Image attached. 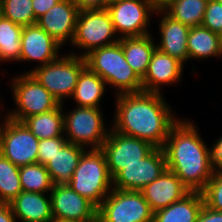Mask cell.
<instances>
[{"label":"cell","instance_id":"cell-1","mask_svg":"<svg viewBox=\"0 0 222 222\" xmlns=\"http://www.w3.org/2000/svg\"><path fill=\"white\" fill-rule=\"evenodd\" d=\"M114 131L162 148L171 127L179 120L161 93L139 92L115 96Z\"/></svg>","mask_w":222,"mask_h":222},{"label":"cell","instance_id":"cell-2","mask_svg":"<svg viewBox=\"0 0 222 222\" xmlns=\"http://www.w3.org/2000/svg\"><path fill=\"white\" fill-rule=\"evenodd\" d=\"M191 121L178 120L162 147L167 169L190 191L201 192L215 172L211 152Z\"/></svg>","mask_w":222,"mask_h":222},{"label":"cell","instance_id":"cell-3","mask_svg":"<svg viewBox=\"0 0 222 222\" xmlns=\"http://www.w3.org/2000/svg\"><path fill=\"white\" fill-rule=\"evenodd\" d=\"M86 67L120 94L142 92V79L126 62L120 42L97 48L84 56Z\"/></svg>","mask_w":222,"mask_h":222},{"label":"cell","instance_id":"cell-4","mask_svg":"<svg viewBox=\"0 0 222 222\" xmlns=\"http://www.w3.org/2000/svg\"><path fill=\"white\" fill-rule=\"evenodd\" d=\"M67 184L98 208L113 189V178L103 151L85 150Z\"/></svg>","mask_w":222,"mask_h":222},{"label":"cell","instance_id":"cell-5","mask_svg":"<svg viewBox=\"0 0 222 222\" xmlns=\"http://www.w3.org/2000/svg\"><path fill=\"white\" fill-rule=\"evenodd\" d=\"M86 68L85 59L71 53L57 60L39 65L28 71L45 87L59 102L64 98H72L80 73Z\"/></svg>","mask_w":222,"mask_h":222},{"label":"cell","instance_id":"cell-6","mask_svg":"<svg viewBox=\"0 0 222 222\" xmlns=\"http://www.w3.org/2000/svg\"><path fill=\"white\" fill-rule=\"evenodd\" d=\"M12 84V95L17 109L8 113L7 117L10 119L23 122L29 116L52 111L60 105L31 73L16 76Z\"/></svg>","mask_w":222,"mask_h":222},{"label":"cell","instance_id":"cell-7","mask_svg":"<svg viewBox=\"0 0 222 222\" xmlns=\"http://www.w3.org/2000/svg\"><path fill=\"white\" fill-rule=\"evenodd\" d=\"M101 108L76 107L63 114L64 133L68 142L91 149H101L108 133Z\"/></svg>","mask_w":222,"mask_h":222},{"label":"cell","instance_id":"cell-8","mask_svg":"<svg viewBox=\"0 0 222 222\" xmlns=\"http://www.w3.org/2000/svg\"><path fill=\"white\" fill-rule=\"evenodd\" d=\"M110 13L107 9L81 10L75 27L71 45L83 49L84 57L94 49L114 44L120 38H115Z\"/></svg>","mask_w":222,"mask_h":222},{"label":"cell","instance_id":"cell-9","mask_svg":"<svg viewBox=\"0 0 222 222\" xmlns=\"http://www.w3.org/2000/svg\"><path fill=\"white\" fill-rule=\"evenodd\" d=\"M153 214L140 191L113 188L98 207L97 222H153Z\"/></svg>","mask_w":222,"mask_h":222},{"label":"cell","instance_id":"cell-10","mask_svg":"<svg viewBox=\"0 0 222 222\" xmlns=\"http://www.w3.org/2000/svg\"><path fill=\"white\" fill-rule=\"evenodd\" d=\"M117 37L148 35L150 16L156 12L152 0H111L107 6Z\"/></svg>","mask_w":222,"mask_h":222},{"label":"cell","instance_id":"cell-11","mask_svg":"<svg viewBox=\"0 0 222 222\" xmlns=\"http://www.w3.org/2000/svg\"><path fill=\"white\" fill-rule=\"evenodd\" d=\"M0 138V153L18 167L38 163V143L24 122L4 116Z\"/></svg>","mask_w":222,"mask_h":222},{"label":"cell","instance_id":"cell-12","mask_svg":"<svg viewBox=\"0 0 222 222\" xmlns=\"http://www.w3.org/2000/svg\"><path fill=\"white\" fill-rule=\"evenodd\" d=\"M154 148L147 141L123 135L110 128L101 150L105 155L110 175L114 178L124 166L139 163Z\"/></svg>","mask_w":222,"mask_h":222},{"label":"cell","instance_id":"cell-13","mask_svg":"<svg viewBox=\"0 0 222 222\" xmlns=\"http://www.w3.org/2000/svg\"><path fill=\"white\" fill-rule=\"evenodd\" d=\"M54 220L61 222H97L98 208L68 184L54 185L51 192Z\"/></svg>","mask_w":222,"mask_h":222},{"label":"cell","instance_id":"cell-14","mask_svg":"<svg viewBox=\"0 0 222 222\" xmlns=\"http://www.w3.org/2000/svg\"><path fill=\"white\" fill-rule=\"evenodd\" d=\"M166 158L162 148H154L144 159L126 165L113 178V188L125 191H140L157 179L166 169Z\"/></svg>","mask_w":222,"mask_h":222},{"label":"cell","instance_id":"cell-15","mask_svg":"<svg viewBox=\"0 0 222 222\" xmlns=\"http://www.w3.org/2000/svg\"><path fill=\"white\" fill-rule=\"evenodd\" d=\"M80 10L72 0H60L36 24L61 45L71 44Z\"/></svg>","mask_w":222,"mask_h":222},{"label":"cell","instance_id":"cell-16","mask_svg":"<svg viewBox=\"0 0 222 222\" xmlns=\"http://www.w3.org/2000/svg\"><path fill=\"white\" fill-rule=\"evenodd\" d=\"M62 45L37 24L23 27L20 61H38L40 65L57 60Z\"/></svg>","mask_w":222,"mask_h":222},{"label":"cell","instance_id":"cell-17","mask_svg":"<svg viewBox=\"0 0 222 222\" xmlns=\"http://www.w3.org/2000/svg\"><path fill=\"white\" fill-rule=\"evenodd\" d=\"M140 192L151 210L156 212L182 199L190 190L174 172L166 168L157 179L145 185Z\"/></svg>","mask_w":222,"mask_h":222},{"label":"cell","instance_id":"cell-18","mask_svg":"<svg viewBox=\"0 0 222 222\" xmlns=\"http://www.w3.org/2000/svg\"><path fill=\"white\" fill-rule=\"evenodd\" d=\"M183 68L184 64L178 59L156 48L142 78L143 92L161 93V85H171L181 80Z\"/></svg>","mask_w":222,"mask_h":222},{"label":"cell","instance_id":"cell-19","mask_svg":"<svg viewBox=\"0 0 222 222\" xmlns=\"http://www.w3.org/2000/svg\"><path fill=\"white\" fill-rule=\"evenodd\" d=\"M155 13L162 15L159 22L161 40L156 48L185 64L189 60L187 39L190 27L171 18L163 9H157Z\"/></svg>","mask_w":222,"mask_h":222},{"label":"cell","instance_id":"cell-20","mask_svg":"<svg viewBox=\"0 0 222 222\" xmlns=\"http://www.w3.org/2000/svg\"><path fill=\"white\" fill-rule=\"evenodd\" d=\"M46 193L22 191L9 204L13 214L22 222H52L51 197Z\"/></svg>","mask_w":222,"mask_h":222},{"label":"cell","instance_id":"cell-21","mask_svg":"<svg viewBox=\"0 0 222 222\" xmlns=\"http://www.w3.org/2000/svg\"><path fill=\"white\" fill-rule=\"evenodd\" d=\"M204 205L201 192L190 191L182 199L153 214V222H197Z\"/></svg>","mask_w":222,"mask_h":222},{"label":"cell","instance_id":"cell-22","mask_svg":"<svg viewBox=\"0 0 222 222\" xmlns=\"http://www.w3.org/2000/svg\"><path fill=\"white\" fill-rule=\"evenodd\" d=\"M148 34L141 37H123L119 39L126 62L142 79L147 72L156 43Z\"/></svg>","mask_w":222,"mask_h":222},{"label":"cell","instance_id":"cell-23","mask_svg":"<svg viewBox=\"0 0 222 222\" xmlns=\"http://www.w3.org/2000/svg\"><path fill=\"white\" fill-rule=\"evenodd\" d=\"M85 147L67 142L45 165L54 185L67 184L74 174Z\"/></svg>","mask_w":222,"mask_h":222},{"label":"cell","instance_id":"cell-24","mask_svg":"<svg viewBox=\"0 0 222 222\" xmlns=\"http://www.w3.org/2000/svg\"><path fill=\"white\" fill-rule=\"evenodd\" d=\"M187 49L189 60L192 59H208V57H221L222 44L220 35L213 33L208 28L196 26L190 28Z\"/></svg>","mask_w":222,"mask_h":222},{"label":"cell","instance_id":"cell-25","mask_svg":"<svg viewBox=\"0 0 222 222\" xmlns=\"http://www.w3.org/2000/svg\"><path fill=\"white\" fill-rule=\"evenodd\" d=\"M107 84L96 73L87 67L80 73L72 95L78 107L100 108V100L104 96Z\"/></svg>","mask_w":222,"mask_h":222},{"label":"cell","instance_id":"cell-26","mask_svg":"<svg viewBox=\"0 0 222 222\" xmlns=\"http://www.w3.org/2000/svg\"><path fill=\"white\" fill-rule=\"evenodd\" d=\"M63 106L64 103L60 104L52 111L29 116L23 122L39 140L65 136L63 126Z\"/></svg>","mask_w":222,"mask_h":222},{"label":"cell","instance_id":"cell-27","mask_svg":"<svg viewBox=\"0 0 222 222\" xmlns=\"http://www.w3.org/2000/svg\"><path fill=\"white\" fill-rule=\"evenodd\" d=\"M207 0H171L162 9L173 19L190 28L201 26Z\"/></svg>","mask_w":222,"mask_h":222},{"label":"cell","instance_id":"cell-28","mask_svg":"<svg viewBox=\"0 0 222 222\" xmlns=\"http://www.w3.org/2000/svg\"><path fill=\"white\" fill-rule=\"evenodd\" d=\"M23 27L0 16V61H19Z\"/></svg>","mask_w":222,"mask_h":222},{"label":"cell","instance_id":"cell-29","mask_svg":"<svg viewBox=\"0 0 222 222\" xmlns=\"http://www.w3.org/2000/svg\"><path fill=\"white\" fill-rule=\"evenodd\" d=\"M19 175L22 189L26 192L48 194L54 186L45 165L40 163L21 166L19 168Z\"/></svg>","mask_w":222,"mask_h":222},{"label":"cell","instance_id":"cell-30","mask_svg":"<svg viewBox=\"0 0 222 222\" xmlns=\"http://www.w3.org/2000/svg\"><path fill=\"white\" fill-rule=\"evenodd\" d=\"M19 168L0 153V203L9 204L23 191Z\"/></svg>","mask_w":222,"mask_h":222},{"label":"cell","instance_id":"cell-31","mask_svg":"<svg viewBox=\"0 0 222 222\" xmlns=\"http://www.w3.org/2000/svg\"><path fill=\"white\" fill-rule=\"evenodd\" d=\"M1 15L22 27L34 25L32 0H0Z\"/></svg>","mask_w":222,"mask_h":222},{"label":"cell","instance_id":"cell-32","mask_svg":"<svg viewBox=\"0 0 222 222\" xmlns=\"http://www.w3.org/2000/svg\"><path fill=\"white\" fill-rule=\"evenodd\" d=\"M201 193L205 206L214 211L222 212V171L214 172Z\"/></svg>","mask_w":222,"mask_h":222},{"label":"cell","instance_id":"cell-33","mask_svg":"<svg viewBox=\"0 0 222 222\" xmlns=\"http://www.w3.org/2000/svg\"><path fill=\"white\" fill-rule=\"evenodd\" d=\"M201 26L213 33H222V4L216 0H209L206 5Z\"/></svg>","mask_w":222,"mask_h":222},{"label":"cell","instance_id":"cell-34","mask_svg":"<svg viewBox=\"0 0 222 222\" xmlns=\"http://www.w3.org/2000/svg\"><path fill=\"white\" fill-rule=\"evenodd\" d=\"M67 142L65 136L40 139L38 143V163L46 165Z\"/></svg>","mask_w":222,"mask_h":222},{"label":"cell","instance_id":"cell-35","mask_svg":"<svg viewBox=\"0 0 222 222\" xmlns=\"http://www.w3.org/2000/svg\"><path fill=\"white\" fill-rule=\"evenodd\" d=\"M81 10L107 9L111 0H72Z\"/></svg>","mask_w":222,"mask_h":222},{"label":"cell","instance_id":"cell-36","mask_svg":"<svg viewBox=\"0 0 222 222\" xmlns=\"http://www.w3.org/2000/svg\"><path fill=\"white\" fill-rule=\"evenodd\" d=\"M212 165L215 171H222V136L210 148Z\"/></svg>","mask_w":222,"mask_h":222},{"label":"cell","instance_id":"cell-37","mask_svg":"<svg viewBox=\"0 0 222 222\" xmlns=\"http://www.w3.org/2000/svg\"><path fill=\"white\" fill-rule=\"evenodd\" d=\"M60 0H32L35 18L38 19L56 5Z\"/></svg>","mask_w":222,"mask_h":222},{"label":"cell","instance_id":"cell-38","mask_svg":"<svg viewBox=\"0 0 222 222\" xmlns=\"http://www.w3.org/2000/svg\"><path fill=\"white\" fill-rule=\"evenodd\" d=\"M197 222H222V212L214 211L203 205Z\"/></svg>","mask_w":222,"mask_h":222},{"label":"cell","instance_id":"cell-39","mask_svg":"<svg viewBox=\"0 0 222 222\" xmlns=\"http://www.w3.org/2000/svg\"><path fill=\"white\" fill-rule=\"evenodd\" d=\"M10 204L0 203V222H16Z\"/></svg>","mask_w":222,"mask_h":222},{"label":"cell","instance_id":"cell-40","mask_svg":"<svg viewBox=\"0 0 222 222\" xmlns=\"http://www.w3.org/2000/svg\"><path fill=\"white\" fill-rule=\"evenodd\" d=\"M157 9H162L167 5L171 0H152Z\"/></svg>","mask_w":222,"mask_h":222},{"label":"cell","instance_id":"cell-41","mask_svg":"<svg viewBox=\"0 0 222 222\" xmlns=\"http://www.w3.org/2000/svg\"><path fill=\"white\" fill-rule=\"evenodd\" d=\"M1 108V107H0ZM0 113H1V109H0ZM1 120V119H0ZM4 123H0V138H1V131H2V127H3Z\"/></svg>","mask_w":222,"mask_h":222},{"label":"cell","instance_id":"cell-42","mask_svg":"<svg viewBox=\"0 0 222 222\" xmlns=\"http://www.w3.org/2000/svg\"><path fill=\"white\" fill-rule=\"evenodd\" d=\"M220 40H221V44H222V33L220 34Z\"/></svg>","mask_w":222,"mask_h":222}]
</instances>
